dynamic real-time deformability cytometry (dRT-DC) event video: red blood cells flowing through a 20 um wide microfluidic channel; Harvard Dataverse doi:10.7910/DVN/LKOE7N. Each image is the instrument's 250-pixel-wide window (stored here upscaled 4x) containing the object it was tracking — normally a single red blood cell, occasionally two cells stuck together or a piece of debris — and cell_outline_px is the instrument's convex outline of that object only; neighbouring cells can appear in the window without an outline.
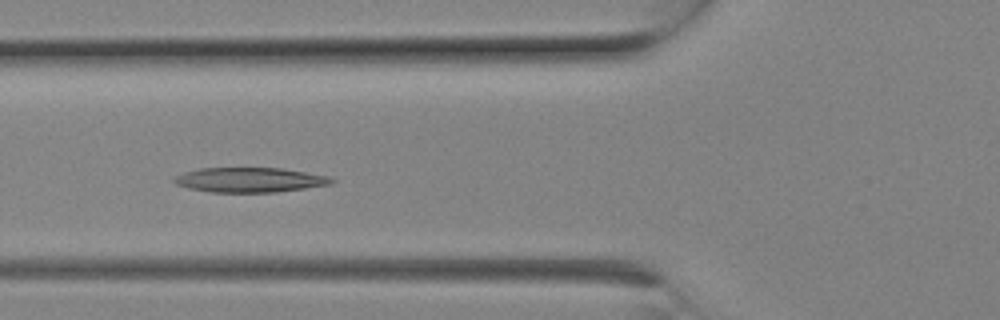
{"species": "Egyptian fruit bat (a non-hibernating species)", "species_latin": "Rousettus aegyptiacus", "temperature_condition": "room temperature", "stored_images_in_passage": 8, "camera_frame_rate_fps": 3000, "um_per_image_px": 0.085, "animal": {"sex": "female"}, "frame": {"image": 1, "passage_image": 7, "time_ms": 2.0, "image_size_px": [1000, 320], "cell_outline_px": [[336, 180], [332, 184], [276, 192], [212, 192], [188, 188], [176, 184], [172, 180], [172, 176], [184, 172], [200, 168], [280, 168], [328, 176]], "centroid_in_image_um": [21.18, 15.29], "position_along_channel_um": 104.6, "area_um2": 22.66}}
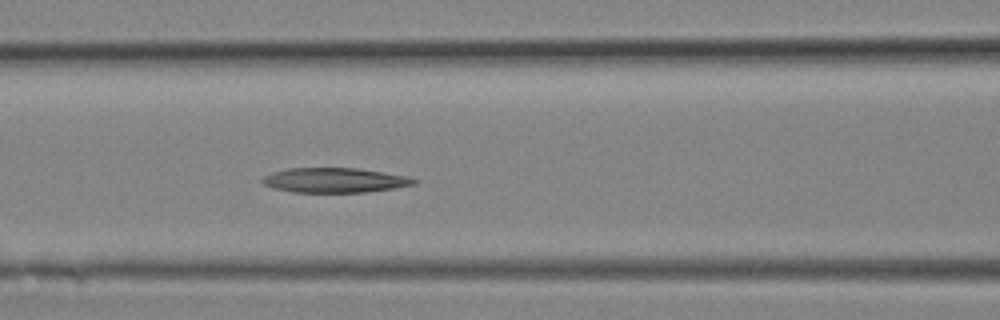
{"frame": {"image": 2, "passage_image": 8, "time_ms": 2.333, "image_size_px": [1000, 320], "cell_outline_px": [[420, 180], [416, 184], [396, 188], [364, 192], [292, 192], [272, 188], [264, 184], [260, 180], [264, 176], [272, 172], [288, 168], [356, 168], [412, 176]], "centroid_in_image_um": [28.5, 15.31], "position_along_channel_um": 138.1, "area_um2": 22.14}}